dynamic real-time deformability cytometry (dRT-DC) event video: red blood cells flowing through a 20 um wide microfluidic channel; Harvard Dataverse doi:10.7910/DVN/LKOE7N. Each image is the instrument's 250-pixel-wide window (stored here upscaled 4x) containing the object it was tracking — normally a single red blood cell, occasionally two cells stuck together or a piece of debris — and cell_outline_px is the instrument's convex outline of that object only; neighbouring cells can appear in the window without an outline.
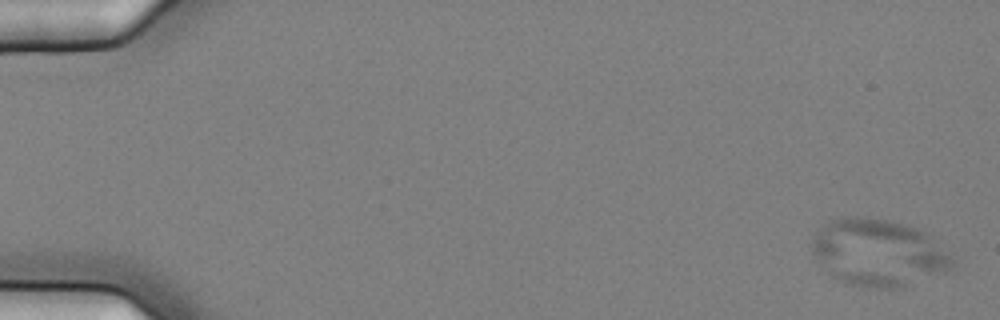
{"species": "common noctule bat (a hibernating species)", "species_latin": "Nyctalus noctula", "temperature_condition": "cold", "stored_images_in_passage": 6, "camera_frame_rate_fps": 3000, "um_per_image_px": 0.085, "animal": {"sex": "female", "body_mass_g": 25.1}, "frame": {"image": 1, "passage_image": 1, "time_ms": 0.0, "image_size_px": [1000, 320], "cell_outline_px": [[956, 264], [948, 272], [900, 288], [876, 288], [844, 284], [836, 280], [812, 260], [812, 236], [824, 224], [836, 216], [856, 216], [888, 220], [916, 228], [932, 236], [956, 256]], "centroid_in_image_um": [74.67, 21.49], "position_along_channel_um": 10.3, "area_um2": 56.36}}